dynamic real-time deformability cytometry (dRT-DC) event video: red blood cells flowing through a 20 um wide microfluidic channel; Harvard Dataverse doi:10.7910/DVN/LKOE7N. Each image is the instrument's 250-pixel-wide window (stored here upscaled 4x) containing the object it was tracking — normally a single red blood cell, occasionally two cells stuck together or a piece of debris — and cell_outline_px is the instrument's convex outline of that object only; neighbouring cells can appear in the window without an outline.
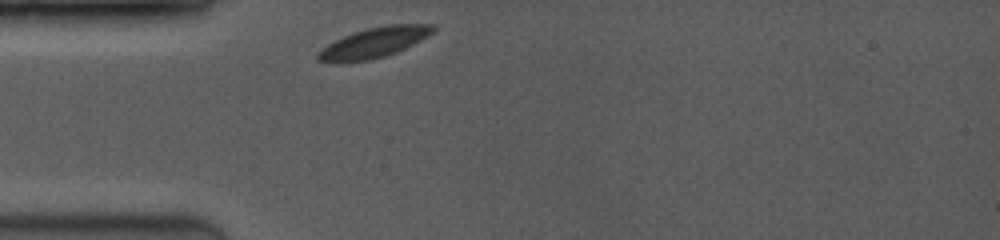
{"species": "common noctule bat (a hibernating species)", "species_latin": "Nyctalus noctula", "temperature_condition": "room temperature", "stored_images_in_passage": 1, "camera_frame_rate_fps": 3500, "um_per_image_px": 0.085, "animal": {"sex": "female", "body_mass_g": 19.0, "forearm_length_mm": 53.3}, "frame": {"image": 1, "passage_image": 1, "time_ms": 0.0, "image_size_px": [1000, 240], "cell_outline_px": [[436, 28], [432, 32], [420, 40], [396, 52], [384, 56], [368, 60], [336, 64], [316, 60], [316, 52], [320, 48], [352, 32], [368, 28], [388, 24], [436, 24]], "centroid_in_image_um": [31.72, 3.64], "position_along_channel_um": 53.3, "area_um2": 20.4}}